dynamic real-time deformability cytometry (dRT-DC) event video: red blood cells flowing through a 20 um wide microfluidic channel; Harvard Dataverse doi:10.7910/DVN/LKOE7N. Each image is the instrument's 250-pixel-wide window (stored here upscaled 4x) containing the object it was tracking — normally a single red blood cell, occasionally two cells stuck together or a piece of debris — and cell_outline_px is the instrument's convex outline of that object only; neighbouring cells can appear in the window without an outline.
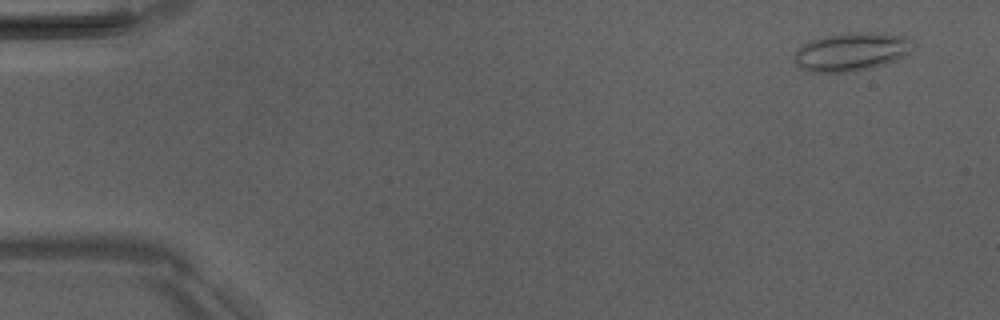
{"species": "Egyptian fruit bat (a non-hibernating species)", "species_latin": "Rousettus aegyptiacus", "temperature_condition": "room temperature", "stored_images_in_passage": 5, "camera_frame_rate_fps": 3000, "um_per_image_px": 0.085, "animal": {"sex": "male"}, "frame": {"image": 1, "passage_image": 1, "time_ms": 0.0, "image_size_px": [1000, 320], "cell_outline_px": [[908, 56], [872, 68], [852, 72], [808, 72], [800, 68], [796, 60], [796, 52], [804, 44], [812, 40], [824, 36], [848, 32], [872, 32], [904, 36], [908, 40]], "centroid_in_image_um": [72.34, 4.41], "position_along_channel_um": 12.7, "area_um2": 26.13}}